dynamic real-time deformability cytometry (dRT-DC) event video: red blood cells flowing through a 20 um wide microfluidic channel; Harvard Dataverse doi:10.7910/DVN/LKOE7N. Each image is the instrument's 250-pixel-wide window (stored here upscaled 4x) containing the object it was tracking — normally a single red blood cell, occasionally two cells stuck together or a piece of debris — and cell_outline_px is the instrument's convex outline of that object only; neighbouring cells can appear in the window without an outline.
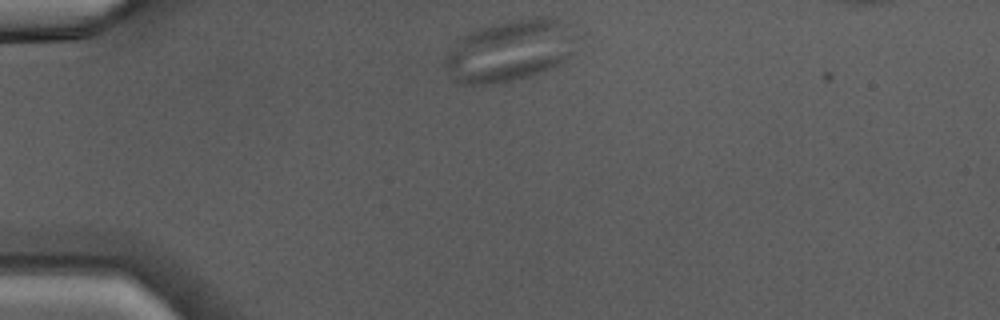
{"species": "Egyptian fruit bat (a non-hibernating species)", "species_latin": "Rousettus aegyptiacus", "temperature_condition": "warm", "stored_images_in_passage": 35, "camera_frame_rate_fps": 3000, "um_per_image_px": 0.085, "animal": {"sex": "male"}, "frame": {"image": 1, "passage_image": 1, "time_ms": 0.0, "image_size_px": [1000, 320], "cell_outline_px": [[580, 36], [576, 52], [564, 60], [548, 68], [528, 76], [512, 80], [488, 84], [468, 84], [456, 80], [448, 68], [444, 60], [448, 52], [456, 40], [480, 28], [492, 24], [508, 20], [532, 16], [552, 16]], "centroid_in_image_um": [43.42, 4.25], "position_along_channel_um": 41.6, "area_um2": 46.88}}